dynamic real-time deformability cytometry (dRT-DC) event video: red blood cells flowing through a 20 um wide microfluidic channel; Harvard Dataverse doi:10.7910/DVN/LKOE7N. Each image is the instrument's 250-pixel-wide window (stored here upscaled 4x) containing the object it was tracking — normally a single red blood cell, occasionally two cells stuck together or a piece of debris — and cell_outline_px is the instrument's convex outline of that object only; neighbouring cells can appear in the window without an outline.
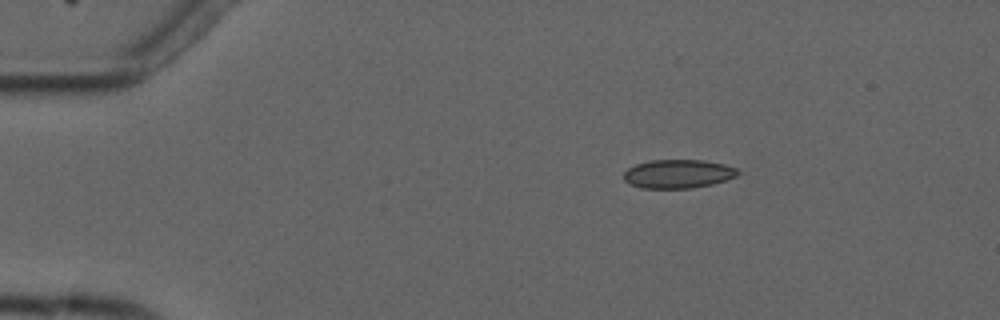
{"species": "common noctule bat (a hibernating species)", "species_latin": "Nyctalus noctula", "temperature_condition": "cold", "stored_images_in_passage": 6, "camera_frame_rate_fps": 3000, "um_per_image_px": 0.085, "animal": {"sex": "male", "forearm_length_mm": 52.5}, "frame": {"image": 1, "passage_image": 3, "time_ms": 3.0, "image_size_px": [1000, 320], "cell_outline_px": [[744, 172], [736, 176], [712, 184], [692, 188], [640, 188], [624, 180], [624, 172], [628, 168], [636, 164], [652, 160], [704, 160], [724, 164], [736, 168]], "centroid_in_image_um": [57.67, 14.77], "position_along_channel_um": 27.3, "area_um2": 19.07}}
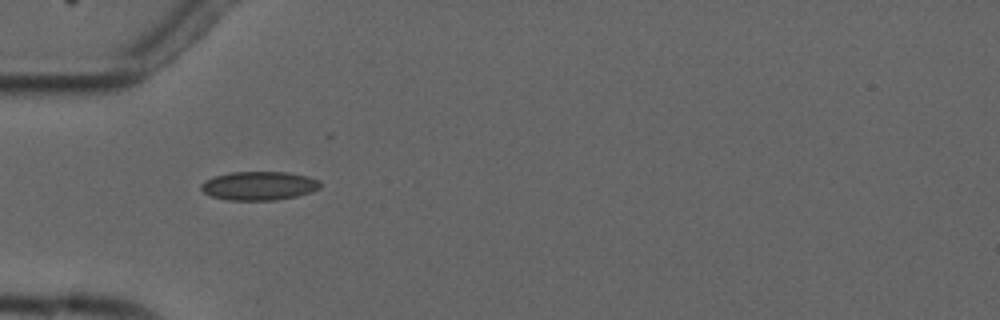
{"frame": {"image": 2, "passage_image": 5, "time_ms": 5.667, "image_size_px": [1000, 320], "cell_outline_px": [[320, 188], [312, 192], [296, 196], [276, 200], [228, 200], [212, 196], [204, 192], [200, 188], [200, 184], [204, 180], [216, 176], [232, 172], [288, 172], [308, 176], [320, 180]], "centroid_in_image_um": [22.03, 15.79], "position_along_channel_um": 63.0, "area_um2": 20.0}}
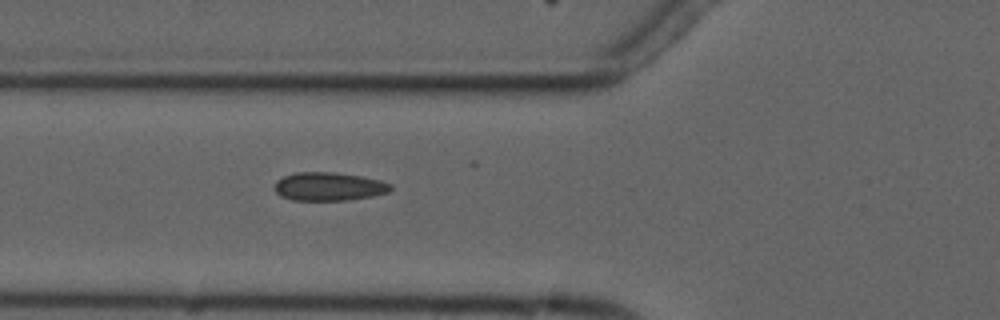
{"frame": {"image": 3, "passage_image": 6, "time_ms": 6.667, "image_size_px": [1000, 320], "cell_outline_px": [[392, 188], [388, 192], [372, 196], [348, 200], [292, 200], [280, 196], [276, 192], [276, 180], [284, 176], [296, 172], [332, 172], [360, 176], [380, 180], [392, 184]], "centroid_in_image_um": [27.95, 15.85], "position_along_channel_um": 97.8, "area_um2": 19.13}}